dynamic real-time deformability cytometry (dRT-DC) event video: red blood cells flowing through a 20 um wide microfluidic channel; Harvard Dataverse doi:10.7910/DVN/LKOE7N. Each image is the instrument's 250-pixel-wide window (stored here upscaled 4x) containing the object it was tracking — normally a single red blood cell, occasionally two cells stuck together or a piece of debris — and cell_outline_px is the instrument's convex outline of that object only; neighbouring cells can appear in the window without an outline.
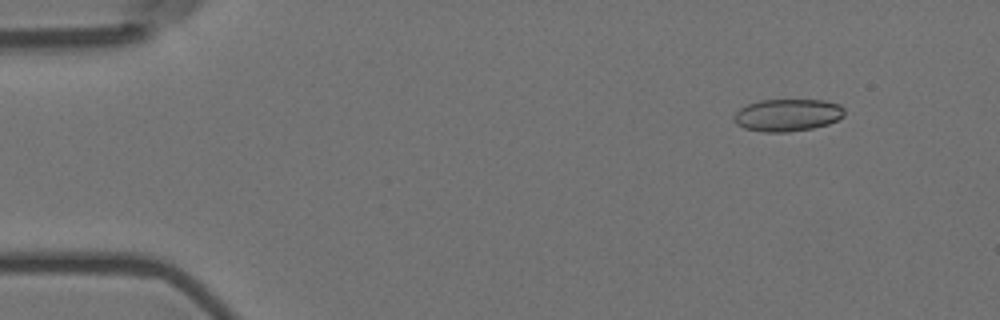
{"species": "Egyptian fruit bat (a non-hibernating species)", "species_latin": "Rousettus aegyptiacus", "temperature_condition": "room temperature", "stored_images_in_passage": 5, "camera_frame_rate_fps": 3000, "um_per_image_px": 0.085, "animal": {"sex": "female"}, "frame": {"image": 1, "passage_image": 2, "time_ms": 0.333, "image_size_px": [1000, 320], "cell_outline_px": [[844, 116], [828, 124], [812, 128], [788, 132], [760, 132], [744, 128], [736, 124], [732, 120], [732, 116], [740, 108], [748, 104], [760, 100], [824, 100], [840, 104], [844, 108]], "centroid_in_image_um": [66.91, 9.78], "position_along_channel_um": 18.1, "area_um2": 20.98}}
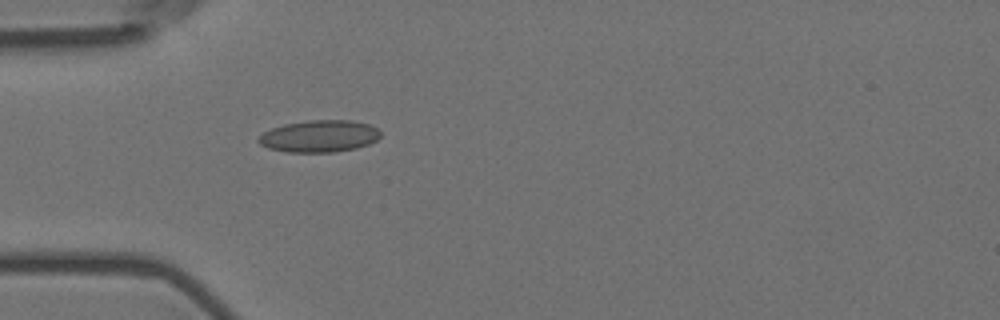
{"frame": {"image": 2, "passage_image": 5, "time_ms": 1.333, "image_size_px": [1000, 320], "cell_outline_px": [[380, 136], [376, 140], [368, 144], [356, 148], [332, 152], [288, 152], [268, 148], [260, 144], [256, 140], [264, 132], [272, 128], [284, 124], [308, 120], [348, 120], [368, 124], [376, 128], [380, 132]], "centroid_in_image_um": [27.12, 11.57], "position_along_channel_um": 57.9, "area_um2": 22.6}}